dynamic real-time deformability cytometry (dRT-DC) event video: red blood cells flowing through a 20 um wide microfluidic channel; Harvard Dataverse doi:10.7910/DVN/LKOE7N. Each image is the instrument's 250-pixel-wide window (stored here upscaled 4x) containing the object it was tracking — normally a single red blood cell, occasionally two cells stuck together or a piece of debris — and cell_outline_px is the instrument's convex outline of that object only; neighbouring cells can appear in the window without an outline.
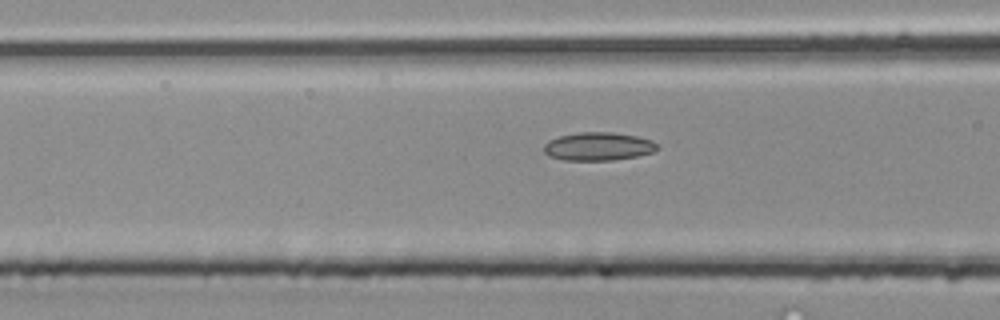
{"species": "common noctule bat (a hibernating species)", "species_latin": "Nyctalus noctula", "temperature_condition": "room temperature", "stored_images_in_passage": 27, "camera_frame_rate_fps": 3000, "um_per_image_px": 0.085, "animal": {"sex": "male", "body_mass_g": 20.4}, "frame": {"image": 1, "passage_image": 16, "time_ms": 5.0, "image_size_px": [1000, 320], "cell_outline_px": [[656, 148], [652, 152], [636, 156], [612, 160], [564, 160], [548, 156], [544, 152], [544, 144], [548, 140], [560, 136], [580, 132], [612, 132], [636, 136], [652, 140], [656, 144]], "centroid_in_image_um": [50.8, 12.44], "position_along_channel_um": 115.8, "area_um2": 18.5}}
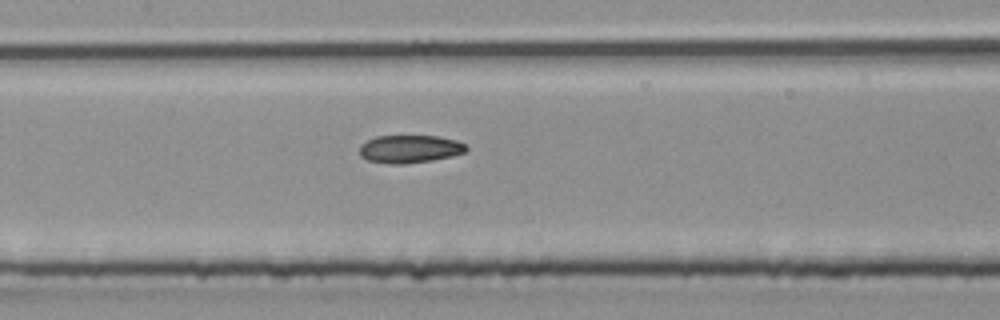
{"frame": {"image": 2, "passage_image": 20, "time_ms": 6.333, "image_size_px": [1000, 320], "cell_outline_px": [[468, 148], [464, 152], [452, 156], [432, 160], [404, 164], [392, 164], [368, 160], [360, 156], [360, 144], [376, 136], [436, 136], [456, 140], [464, 144]], "centroid_in_image_um": [34.81, 12.66], "position_along_channel_um": 172.6, "area_um2": 17.22}}
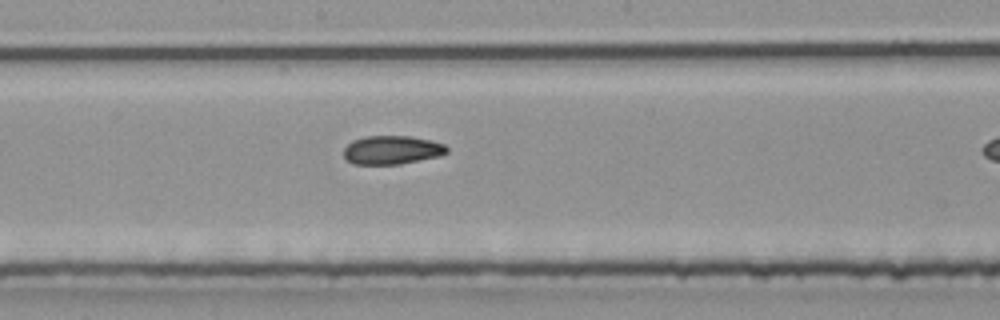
{"frame": {"image": 3, "passage_image": 23, "time_ms": 7.333, "image_size_px": [1000, 320], "cell_outline_px": [[448, 152], [440, 156], [400, 164], [352, 164], [344, 156], [344, 148], [352, 140], [364, 136], [408, 136], [428, 140], [444, 144], [448, 148]], "centroid_in_image_um": [33.3, 12.75], "position_along_channel_um": 214.9, "area_um2": 17.17}}